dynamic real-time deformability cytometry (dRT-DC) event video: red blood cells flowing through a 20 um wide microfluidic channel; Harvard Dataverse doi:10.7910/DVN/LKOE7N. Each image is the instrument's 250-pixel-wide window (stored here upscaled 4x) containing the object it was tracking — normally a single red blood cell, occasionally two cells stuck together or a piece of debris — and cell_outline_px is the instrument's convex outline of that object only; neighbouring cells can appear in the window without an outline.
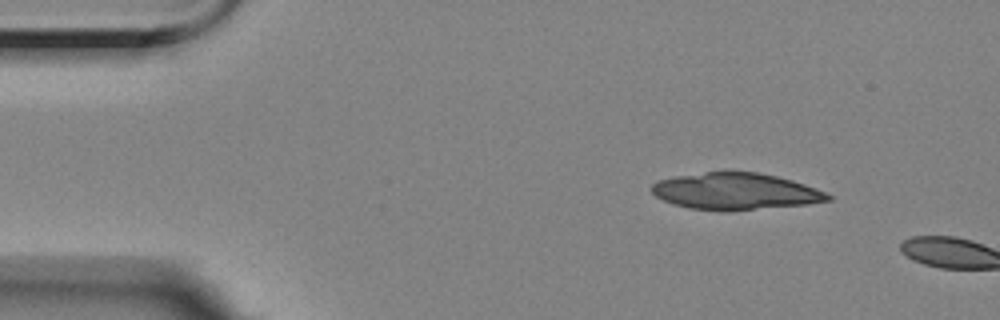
{"species": "Egyptian fruit bat (a non-hibernating species)", "species_latin": "Rousettus aegyptiacus", "temperature_condition": "room temperature", "stored_images_in_passage": 2, "camera_frame_rate_fps": 3000, "um_per_image_px": 0.085, "animal": {"sex": "female"}, "frame": {"image": 1, "passage_image": 1, "time_ms": 0.0, "image_size_px": [1000, 320], "cell_outline_px": [[832, 200], [808, 204], [752, 208], [688, 208], [672, 204], [656, 196], [652, 192], [652, 184], [656, 180], [676, 176], [704, 172], [756, 172], [776, 176], [792, 180], [828, 192], [832, 196]], "centroid_in_image_um": [62.53, 16.22], "position_along_channel_um": 22.5, "area_um2": 36.59}}